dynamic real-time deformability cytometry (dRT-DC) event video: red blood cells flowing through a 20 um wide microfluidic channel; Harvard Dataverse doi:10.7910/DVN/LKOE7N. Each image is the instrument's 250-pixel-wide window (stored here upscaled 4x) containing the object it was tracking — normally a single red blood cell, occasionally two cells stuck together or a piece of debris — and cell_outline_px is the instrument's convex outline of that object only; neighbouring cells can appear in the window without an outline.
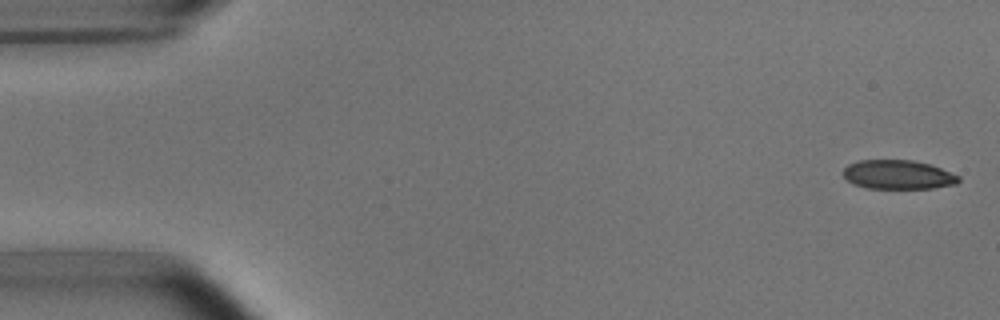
{"species": "common noctule bat (a hibernating species)", "species_latin": "Nyctalus noctula", "temperature_condition": "room temperature", "stored_images_in_passage": 5, "camera_frame_rate_fps": 3000, "um_per_image_px": 0.085, "animal": {"sex": "male", "body_mass_g": 15.6}, "frame": {"image": 1, "passage_image": 1, "time_ms": 0.0, "image_size_px": [1000, 320], "cell_outline_px": [[960, 180], [956, 184], [932, 188], [868, 188], [856, 184], [848, 180], [844, 176], [844, 168], [848, 164], [860, 160], [912, 160], [928, 164], [940, 168], [960, 176]], "centroid_in_image_um": [76.35, 14.84], "position_along_channel_um": 8.7, "area_um2": 19.31}}
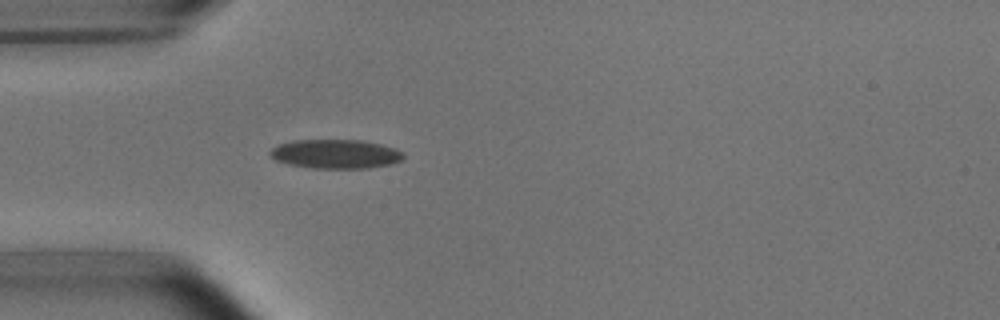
{"frame": {"image": 2, "passage_image": 5, "time_ms": 4.667, "image_size_px": [1000, 320], "cell_outline_px": [[404, 160], [392, 164], [368, 168], [312, 168], [288, 164], [276, 160], [268, 152], [272, 148], [280, 144], [292, 140], [364, 140], [396, 148], [404, 152]], "centroid_in_image_um": [28.58, 13.09], "position_along_channel_um": 56.4, "area_um2": 22.77}}